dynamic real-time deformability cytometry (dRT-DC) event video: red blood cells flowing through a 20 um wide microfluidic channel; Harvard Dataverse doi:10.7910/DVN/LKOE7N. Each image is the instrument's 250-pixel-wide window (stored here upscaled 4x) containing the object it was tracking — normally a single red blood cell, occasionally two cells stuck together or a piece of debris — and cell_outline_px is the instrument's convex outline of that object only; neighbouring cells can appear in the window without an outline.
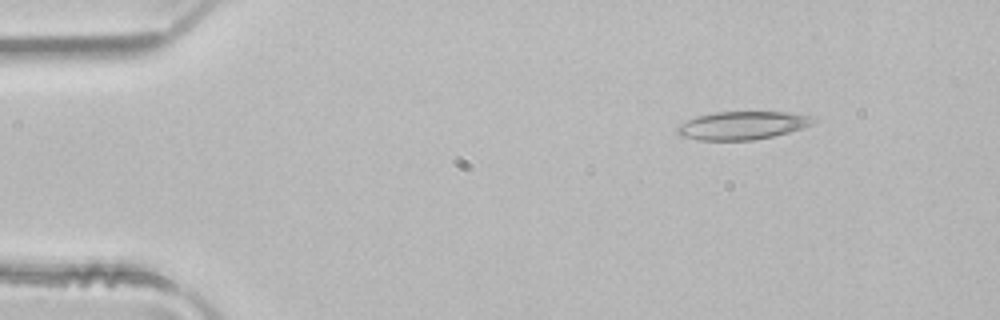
{"species": "common noctule bat (a hibernating species)", "species_latin": "Nyctalus noctula", "temperature_condition": "room temperature", "stored_images_in_passage": 4, "camera_frame_rate_fps": 3000, "um_per_image_px": 0.085, "animal": {"sex": "male", "body_mass_g": 21.5, "forearm_length_mm": 52.0}, "frame": {"image": 1, "passage_image": 4, "time_ms": 1.0, "image_size_px": [1000, 320], "cell_outline_px": [[820, 120], [804, 128], [772, 136], [752, 140], [696, 140], [680, 136], [676, 132], [676, 128], [680, 124], [696, 116], [716, 112], [788, 112], [816, 116]], "centroid_in_image_um": [63.15, 10.65], "position_along_channel_um": 21.9, "area_um2": 22.54}}